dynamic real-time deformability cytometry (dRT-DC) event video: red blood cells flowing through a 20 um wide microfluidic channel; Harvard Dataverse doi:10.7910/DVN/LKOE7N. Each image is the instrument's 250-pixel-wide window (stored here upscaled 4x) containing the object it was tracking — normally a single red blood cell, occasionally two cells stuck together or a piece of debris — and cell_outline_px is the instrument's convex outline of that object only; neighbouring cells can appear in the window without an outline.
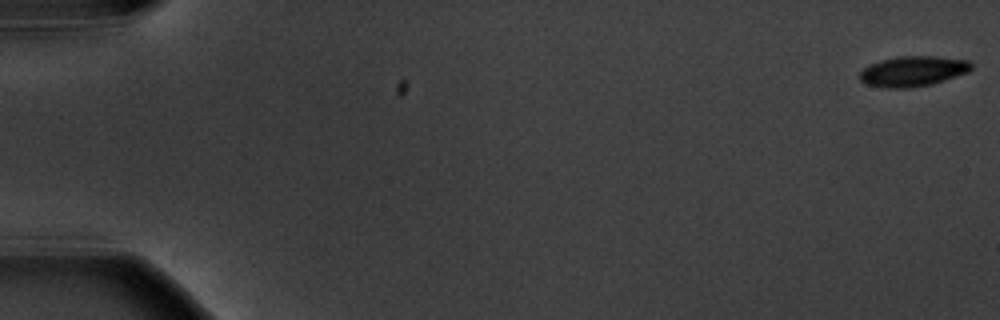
{"species": "common noctule bat (a hibernating species)", "species_latin": "Nyctalus noctula", "temperature_condition": "warm", "stored_images_in_passage": 7, "segment_of_instrument_passage": [1, 2], "camera_frame_rate_fps": 3000, "um_per_image_px": 0.085, "animal": {"sex": "male", "body_mass_g": 20.1, "forearm_length_mm": 53.5}, "frame": {"image": 1, "passage_image": 1, "time_ms": 0.0, "image_size_px": [1000, 320], "cell_outline_px": [[972, 68], [968, 72], [932, 84], [908, 88], [884, 88], [868, 84], [860, 80], [860, 72], [864, 68], [880, 60], [896, 56], [936, 56], [968, 60], [972, 64]], "centroid_in_image_um": [77.61, 6.05], "position_along_channel_um": 7.4, "area_um2": 19.65}}
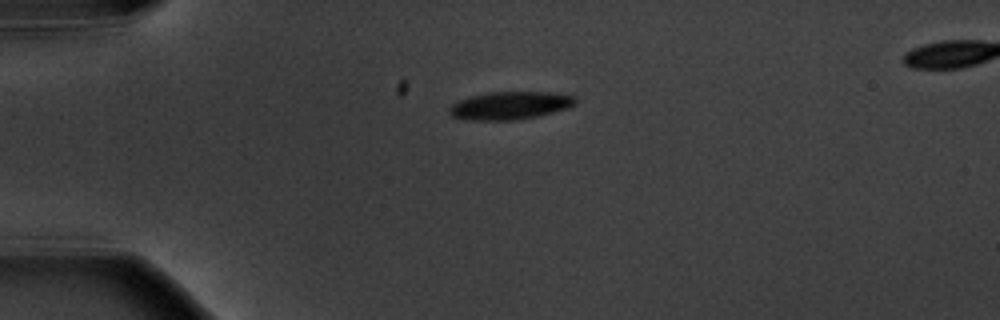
{"frame": {"image": 2, "passage_image": 5, "time_ms": 4.667, "image_size_px": [1000, 320], "cell_outline_px": [[576, 104], [568, 108], [536, 116], [516, 120], [464, 120], [452, 116], [448, 112], [448, 108], [452, 104], [468, 96], [488, 92], [548, 92], [576, 96]], "centroid_in_image_um": [43.32, 8.97], "position_along_channel_um": 41.7, "area_um2": 20.58}}